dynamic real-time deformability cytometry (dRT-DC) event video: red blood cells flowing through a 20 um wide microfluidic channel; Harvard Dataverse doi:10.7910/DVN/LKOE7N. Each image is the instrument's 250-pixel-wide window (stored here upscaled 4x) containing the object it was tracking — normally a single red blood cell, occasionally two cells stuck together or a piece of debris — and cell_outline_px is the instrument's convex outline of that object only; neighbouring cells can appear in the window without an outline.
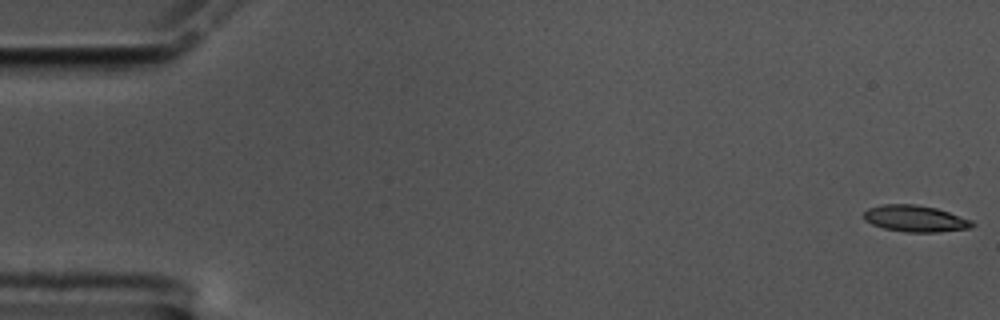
{"species": "common noctule bat (a hibernating species)", "species_latin": "Nyctalus noctula", "temperature_condition": "cold", "stored_images_in_passage": 54, "camera_frame_rate_fps": 3000, "um_per_image_px": 0.085, "animal": {"sex": "male", "body_mass_g": 17.5, "forearm_length_mm": 52.3}, "frame": {"image": 1, "passage_image": 1, "time_ms": 0.0, "image_size_px": [1000, 320], "cell_outline_px": [[976, 224], [972, 228], [936, 232], [904, 232], [884, 228], [872, 224], [864, 220], [864, 212], [868, 208], [880, 204], [912, 204], [936, 208], [972, 220]], "centroid_in_image_um": [77.79, 18.58], "position_along_channel_um": 7.2, "area_um2": 16.76}}
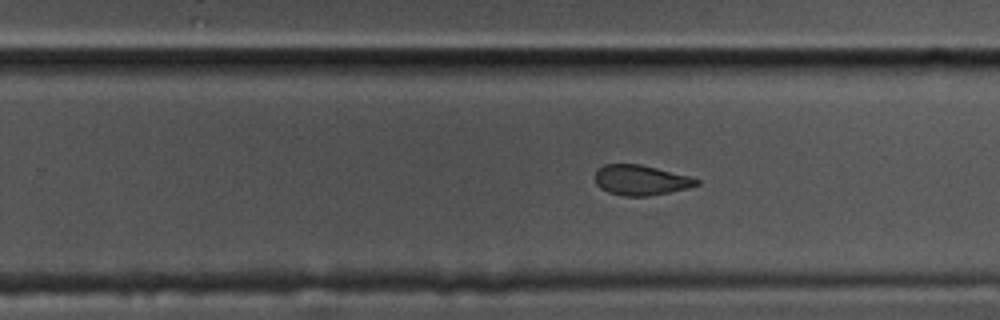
{"frame": {"image": 2, "passage_image": 32, "time_ms": 10.333, "image_size_px": [1000, 320], "cell_outline_px": [[700, 184], [688, 188], [648, 196], [624, 196], [608, 192], [600, 188], [596, 184], [596, 172], [604, 164], [640, 164], [688, 176], [700, 180]], "centroid_in_image_um": [54.46, 15.31], "position_along_channel_um": 275.3, "area_um2": 17.63}}
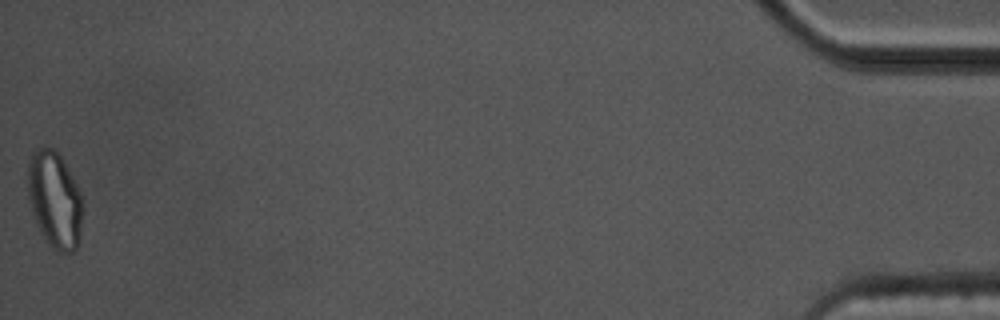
{"frame": {"image": 3, "passage_image": 54, "time_ms": 17.667, "image_size_px": [1000, 320], "cell_outline_px": [[84, 208], [80, 236], [76, 248], [72, 252], [60, 252], [52, 248], [48, 244], [32, 212], [28, 196], [28, 164], [32, 152], [36, 148], [56, 148], [76, 184], [84, 200]], "centroid_in_image_um": [4.67, 16.97], "position_along_channel_um": 430.5, "area_um2": 30.92}, "authors_computed_cell_mechanics": {"area_um2": 18.9584, "velocity_mm_per_s": 3.4472, "shape_relaxation_time_tau1_ms": 3.7645, "shape_relaxation_time_tau2_ms": 1.769, "deformation_change_tau1": 0.1299, "deformation_change_tau2": 0.0753}}